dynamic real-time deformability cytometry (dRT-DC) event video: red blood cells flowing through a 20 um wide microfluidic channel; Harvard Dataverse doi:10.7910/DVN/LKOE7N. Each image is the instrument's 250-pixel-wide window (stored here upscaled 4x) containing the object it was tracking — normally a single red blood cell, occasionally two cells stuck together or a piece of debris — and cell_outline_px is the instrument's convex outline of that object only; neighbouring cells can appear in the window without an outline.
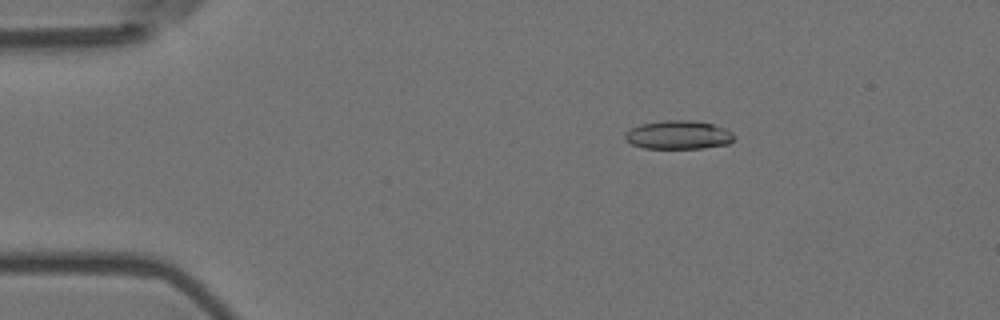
{"species": "Egyptian fruit bat (a non-hibernating species)", "species_latin": "Rousettus aegyptiacus", "temperature_condition": "room temperature", "stored_images_in_passage": 5, "camera_frame_rate_fps": 3000, "um_per_image_px": 0.085, "animal": {"sex": "female"}, "frame": {"image": 1, "passage_image": 3, "time_ms": 0.667, "image_size_px": [1000, 320], "cell_outline_px": [[736, 136], [728, 144], [700, 148], [644, 148], [632, 144], [624, 136], [632, 128], [640, 124], [664, 120], [692, 120], [712, 124], [724, 128], [732, 132]], "centroid_in_image_um": [57.69, 11.46], "position_along_channel_um": 27.3, "area_um2": 17.98}}